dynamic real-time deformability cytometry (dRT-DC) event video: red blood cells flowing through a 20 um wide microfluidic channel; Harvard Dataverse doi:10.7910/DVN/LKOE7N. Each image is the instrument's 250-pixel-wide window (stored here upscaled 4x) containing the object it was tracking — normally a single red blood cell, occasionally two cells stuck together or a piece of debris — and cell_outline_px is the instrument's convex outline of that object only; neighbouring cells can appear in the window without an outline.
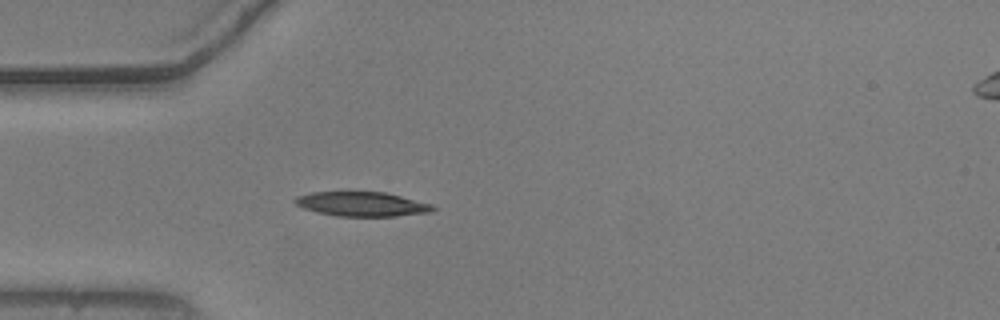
{"species": "common noctule bat (a hibernating species)", "species_latin": "Nyctalus noctula", "temperature_condition": "warm", "stored_images_in_passage": 6, "camera_frame_rate_fps": 3000, "um_per_image_px": 0.085, "animal": {"sex": "male", "body_mass_g": 20.5, "forearm_length_mm": 52.5}, "frame": {"image": 1, "passage_image": 1, "time_ms": 0.0, "image_size_px": [1000, 320], "cell_outline_px": [[436, 208], [432, 212], [396, 216], [336, 216], [316, 212], [304, 208], [296, 204], [292, 200], [296, 196], [312, 192], [348, 188], [384, 192], [432, 204]], "centroid_in_image_um": [30.68, 17.29], "position_along_channel_um": 54.3, "area_um2": 20.63}}
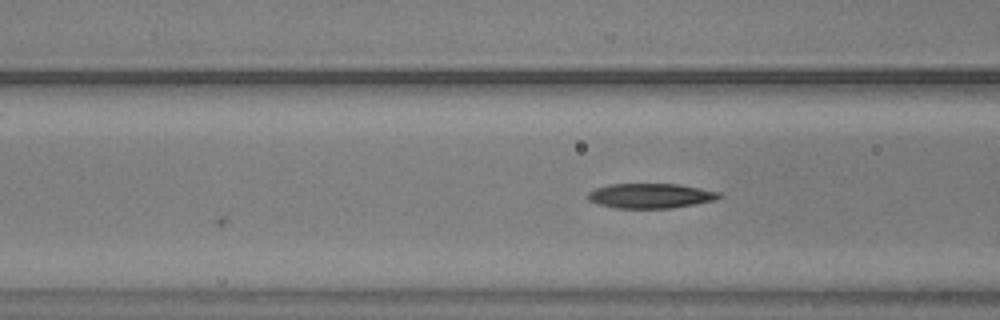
{"frame": {"image": 2, "passage_image": 6, "time_ms": 1.667, "image_size_px": [1000, 320], "cell_outline_px": [[724, 196], [716, 200], [672, 208], [616, 208], [596, 204], [588, 200], [588, 192], [596, 188], [608, 184], [676, 184], [700, 188], [720, 192]], "centroid_in_image_um": [55.29, 16.64], "position_along_channel_um": 111.3, "area_um2": 19.07}}